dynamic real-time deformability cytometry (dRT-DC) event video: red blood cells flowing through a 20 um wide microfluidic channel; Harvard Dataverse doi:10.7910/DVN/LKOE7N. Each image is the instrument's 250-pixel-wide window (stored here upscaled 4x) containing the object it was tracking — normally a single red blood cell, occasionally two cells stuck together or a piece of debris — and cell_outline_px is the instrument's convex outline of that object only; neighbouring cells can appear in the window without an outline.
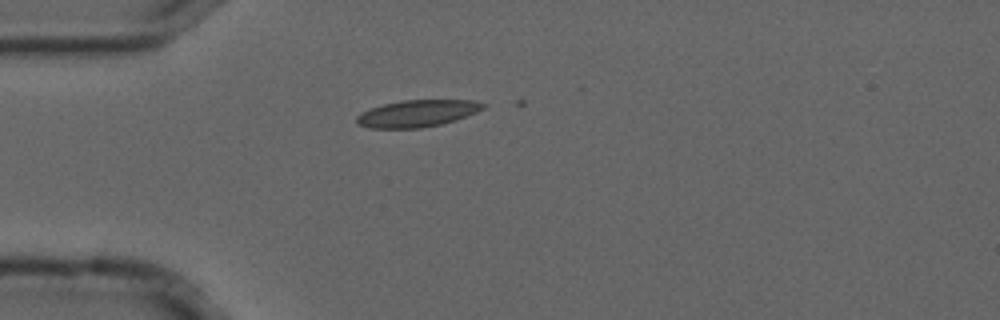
{"species": "common noctule bat (a hibernating species)", "species_latin": "Nyctalus noctula", "temperature_condition": "cold", "stored_images_in_passage": 5, "camera_frame_rate_fps": 3000, "um_per_image_px": 0.085, "animal": {"sex": "male", "forearm_length_mm": 52.5}, "frame": {"image": 1, "passage_image": 1, "time_ms": 0.0, "image_size_px": [1000, 320], "cell_outline_px": [[488, 104], [484, 108], [476, 112], [456, 120], [440, 124], [420, 128], [368, 128], [356, 124], [356, 116], [372, 108], [384, 104], [404, 100], [476, 100]], "centroid_in_image_um": [35.49, 9.64], "position_along_channel_um": 49.5, "area_um2": 19.77}}